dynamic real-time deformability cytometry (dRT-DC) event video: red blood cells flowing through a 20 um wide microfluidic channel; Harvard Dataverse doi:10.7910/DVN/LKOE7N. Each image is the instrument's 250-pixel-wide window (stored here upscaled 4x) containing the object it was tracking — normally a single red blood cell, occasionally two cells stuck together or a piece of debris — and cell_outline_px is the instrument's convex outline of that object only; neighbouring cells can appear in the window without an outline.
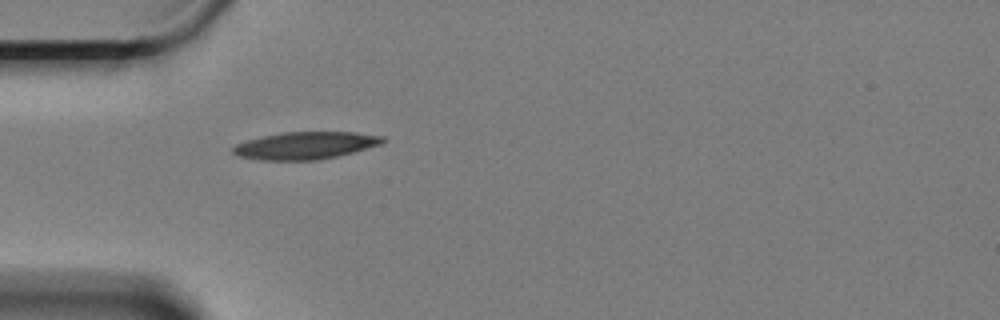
{"species": "Egyptian fruit bat (a non-hibernating species)", "species_latin": "Rousettus aegyptiacus", "temperature_condition": "cold", "stored_images_in_passage": 23, "camera_frame_rate_fps": 3000, "um_per_image_px": 0.085, "animal": {"sex": "female"}, "frame": {"image": 1, "passage_image": 1, "time_ms": 0.0, "image_size_px": [1000, 320], "cell_outline_px": [[384, 144], [320, 160], [260, 160], [240, 156], [232, 152], [232, 148], [236, 144], [248, 140], [264, 136], [284, 132], [352, 132], [384, 136]], "centroid_in_image_um": [25.98, 12.37], "position_along_channel_um": 59.0, "area_um2": 23.7}}
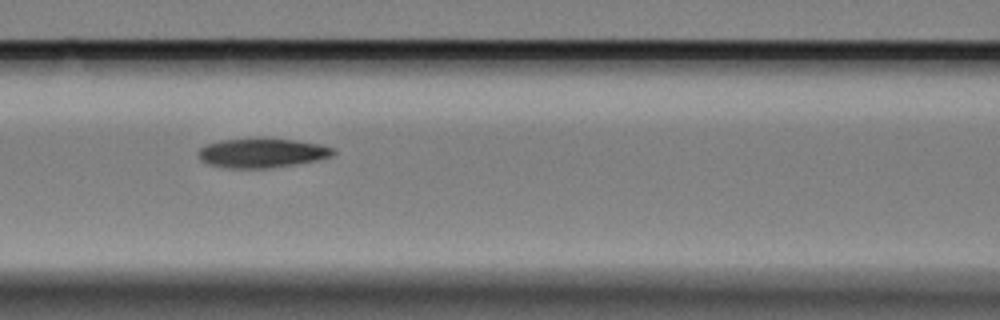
{"frame": {"image": 2, "passage_image": 9, "time_ms": 2.667, "image_size_px": [1000, 320], "cell_outline_px": [[336, 152], [332, 156], [316, 160], [296, 164], [268, 168], [224, 168], [208, 164], [200, 160], [196, 152], [200, 148], [208, 144], [220, 140], [256, 136], [264, 136], [296, 140], [320, 144], [332, 148]], "centroid_in_image_um": [22.23, 12.97], "position_along_channel_um": 144.4, "area_um2": 23.81}}
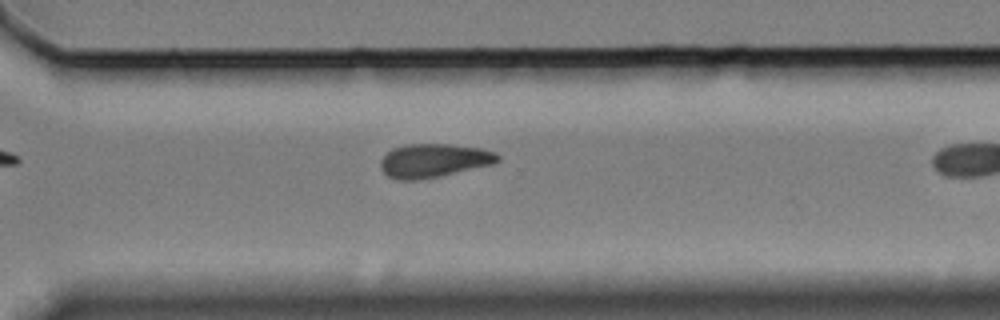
{"frame": {"image": 3, "passage_image": 22, "time_ms": 7.0, "image_size_px": [1000, 320], "cell_outline_px": [[500, 160], [492, 164], [440, 176], [416, 180], [396, 180], [388, 176], [380, 168], [380, 160], [392, 148], [408, 144], [452, 144], [480, 148], [496, 152], [500, 156]], "centroid_in_image_um": [36.86, 13.64], "position_along_channel_um": 333.7, "area_um2": 23.0}}